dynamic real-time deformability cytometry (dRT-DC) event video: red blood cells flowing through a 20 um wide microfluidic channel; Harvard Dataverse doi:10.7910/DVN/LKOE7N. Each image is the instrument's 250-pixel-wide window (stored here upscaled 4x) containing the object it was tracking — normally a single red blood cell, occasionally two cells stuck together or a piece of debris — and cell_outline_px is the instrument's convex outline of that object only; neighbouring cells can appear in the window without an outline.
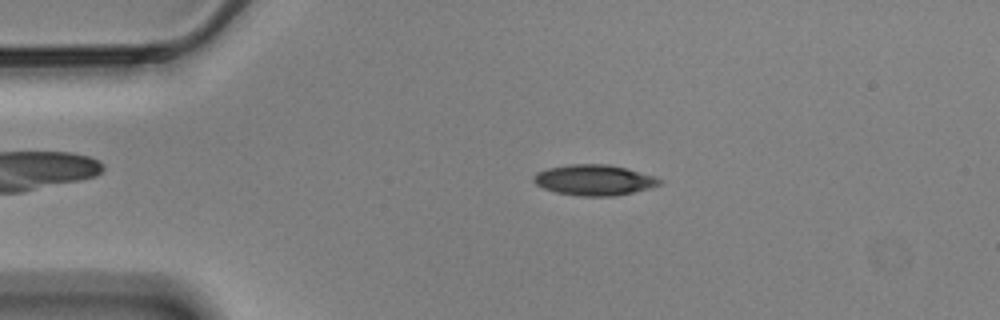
{"species": "Egyptian fruit bat (a non-hibernating species)", "species_latin": "Rousettus aegyptiacus", "temperature_condition": "cold", "stored_images_in_passage": 48, "camera_frame_rate_fps": 3000, "um_per_image_px": 0.085, "animal": {"sex": "male"}, "frame": {"image": 1, "passage_image": 3, "time_ms": 0.667, "image_size_px": [1000, 320], "cell_outline_px": [[664, 180], [660, 184], [652, 188], [616, 196], [580, 196], [556, 192], [544, 188], [536, 184], [532, 180], [532, 176], [536, 172], [548, 168], [568, 164], [608, 164], [628, 168], [656, 176]], "centroid_in_image_um": [50.54, 15.3], "position_along_channel_um": 34.5, "area_um2": 22.83}}
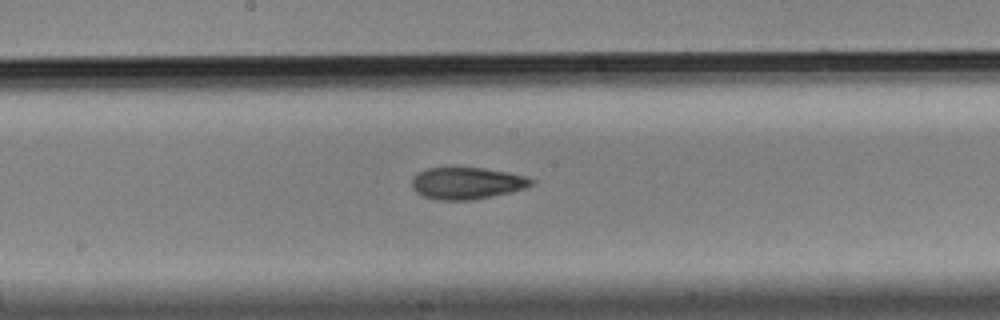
{"frame": {"image": 2, "passage_image": 21, "time_ms": 6.667, "image_size_px": [1000, 320], "cell_outline_px": [[536, 180], [532, 184], [524, 188], [512, 192], [472, 200], [436, 200], [424, 196], [416, 192], [412, 188], [412, 180], [416, 172], [428, 168], [484, 168], [508, 172], [528, 176]], "centroid_in_image_um": [39.69, 15.57], "position_along_channel_um": 208.5, "area_um2": 22.31}}
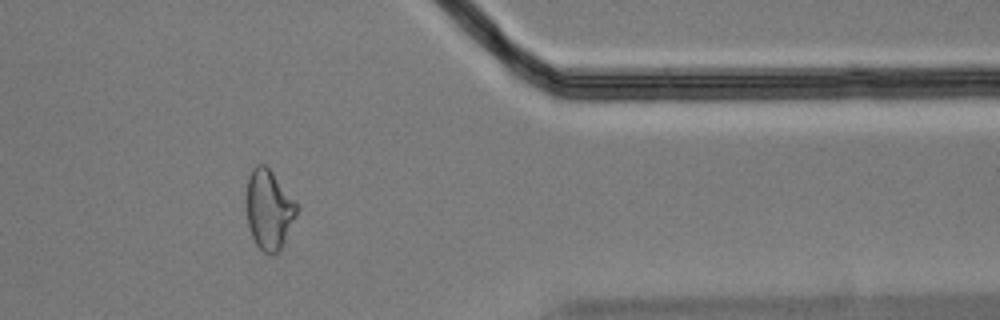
{"frame": {"image": 3, "passage_image": 38, "time_ms": 12.333, "image_size_px": [1000, 320], "cell_outline_px": [[300, 208], [280, 248], [276, 252], [264, 252], [256, 244], [252, 236], [248, 224], [244, 200], [248, 176], [252, 168], [256, 164], [264, 164], [272, 172], [300, 204]], "centroid_in_image_um": [22.84, 17.73], "position_along_channel_um": 388.6, "area_um2": 23.64}, "authors_computed_cell_mechanics": {"area_um2": 22.9466, "velocity_mm_per_s": 3.51, "shape_relaxation_time_tau1_ms": 7.344, "shape_relaxation_time_tau2_ms": 3.5626, "deformation_change_tau1": 0.1748, "deformation_change_tau2": 0.1131}}